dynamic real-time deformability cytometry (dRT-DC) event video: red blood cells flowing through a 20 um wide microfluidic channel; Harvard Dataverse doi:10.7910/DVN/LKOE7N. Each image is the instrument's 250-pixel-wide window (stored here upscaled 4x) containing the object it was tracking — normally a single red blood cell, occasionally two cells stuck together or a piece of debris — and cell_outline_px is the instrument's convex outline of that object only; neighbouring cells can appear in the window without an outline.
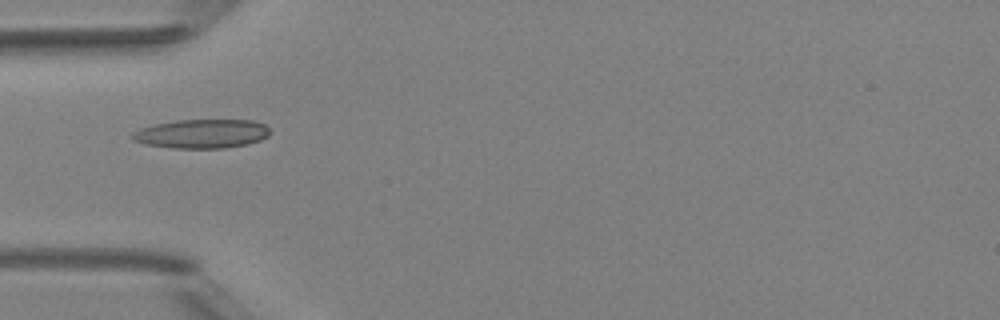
{"species": "Egyptian fruit bat (a non-hibernating species)", "species_latin": "Rousettus aegyptiacus", "temperature_condition": "room temperature", "stored_images_in_passage": 6, "camera_frame_rate_fps": 3000, "um_per_image_px": 0.085, "animal": {"sex": "female"}, "frame": {"image": 1, "passage_image": 4, "time_ms": 4.333, "image_size_px": [1000, 320], "cell_outline_px": [[268, 136], [260, 140], [248, 144], [224, 148], [172, 148], [144, 144], [132, 140], [132, 132], [140, 128], [156, 124], [176, 120], [252, 120], [264, 124], [268, 128]], "centroid_in_image_um": [17.13, 11.37], "position_along_channel_um": 67.9, "area_um2": 23.24}}
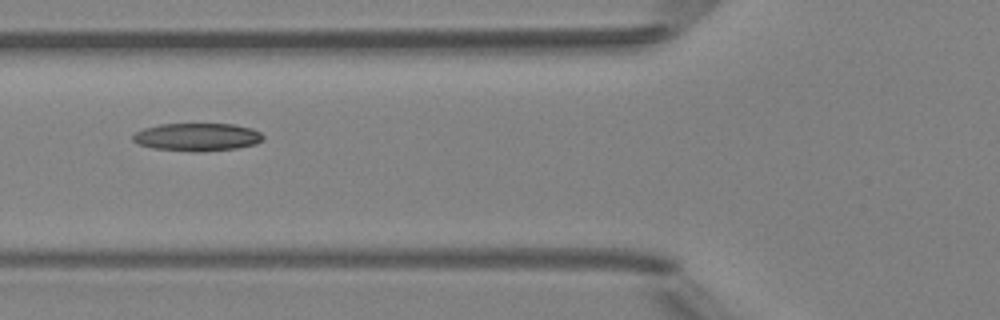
{"frame": {"image": 2, "passage_image": 5, "time_ms": 5.333, "image_size_px": [1000, 320], "cell_outline_px": [[264, 140], [256, 144], [236, 148], [152, 148], [140, 144], [132, 140], [132, 136], [136, 132], [144, 128], [160, 124], [236, 124], [252, 128], [260, 132], [264, 136]], "centroid_in_image_um": [16.81, 11.58], "position_along_channel_um": 109.0, "area_um2": 20.0}}
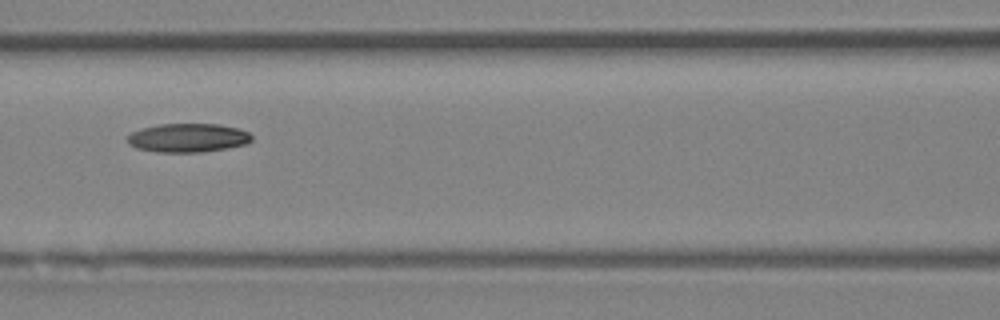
{"frame": {"image": 3, "passage_image": 6, "time_ms": 6.333, "image_size_px": [1000, 320], "cell_outline_px": [[252, 140], [244, 144], [228, 148], [200, 152], [156, 152], [136, 148], [128, 144], [128, 136], [132, 132], [140, 128], [160, 124], [220, 124], [236, 128], [248, 132], [252, 136]], "centroid_in_image_um": [15.95, 11.71], "position_along_channel_um": 150.7, "area_um2": 20.81}}